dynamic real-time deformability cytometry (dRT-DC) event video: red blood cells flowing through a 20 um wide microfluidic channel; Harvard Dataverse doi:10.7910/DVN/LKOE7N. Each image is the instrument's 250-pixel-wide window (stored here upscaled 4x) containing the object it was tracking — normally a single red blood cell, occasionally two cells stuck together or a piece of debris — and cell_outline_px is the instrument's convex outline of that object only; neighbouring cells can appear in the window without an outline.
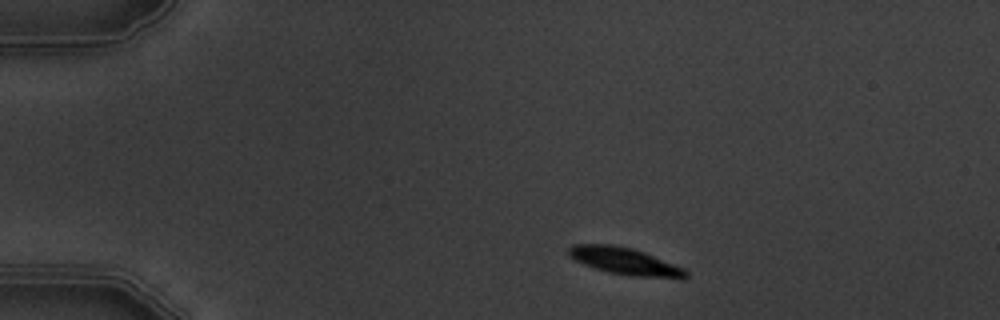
{"species": "common noctule bat (a hibernating species)", "species_latin": "Nyctalus noctula", "temperature_condition": "warm", "stored_images_in_passage": 4, "camera_frame_rate_fps": 3000, "um_per_image_px": 0.085, "animal": {"sex": "male", "body_mass_g": 19.5, "forearm_length_mm": 54.6}, "frame": {"image": 1, "passage_image": 1, "time_ms": 0.0, "image_size_px": [1000, 320], "cell_outline_px": [[688, 276], [684, 280], [680, 280], [628, 276], [608, 272], [584, 264], [568, 256], [568, 248], [572, 244], [612, 244], [632, 248], [644, 252], [684, 268], [688, 272]], "centroid_in_image_um": [53.19, 22.23], "position_along_channel_um": 31.8, "area_um2": 18.9}}